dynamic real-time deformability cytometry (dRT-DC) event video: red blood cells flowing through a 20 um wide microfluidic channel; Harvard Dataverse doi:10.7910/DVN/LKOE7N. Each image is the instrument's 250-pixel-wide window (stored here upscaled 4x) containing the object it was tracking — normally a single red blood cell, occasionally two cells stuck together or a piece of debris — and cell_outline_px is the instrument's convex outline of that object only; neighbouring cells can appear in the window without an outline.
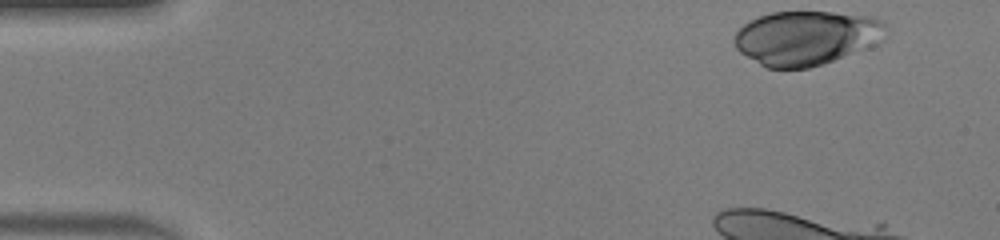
{"species": "human", "species_latin": "Homo sapiens", "temperature_condition": "warm", "stored_images_in_passage": 11, "camera_frame_rate_fps": 3000, "um_per_image_px": 0.085, "donor": {"sex": "male"}, "frame": {"image": 1, "passage_image": 1, "time_ms": 0.0, "image_size_px": [1000, 240], "cell_outline_px": [[888, 36], [880, 44], [872, 48], [808, 68], [768, 68], [760, 64], [740, 52], [736, 48], [736, 32], [748, 20], [772, 12], [832, 12], [872, 16], [888, 24]], "centroid_in_image_um": [68.66, 3.21], "position_along_channel_um": 16.3, "area_um2": 48.49}}